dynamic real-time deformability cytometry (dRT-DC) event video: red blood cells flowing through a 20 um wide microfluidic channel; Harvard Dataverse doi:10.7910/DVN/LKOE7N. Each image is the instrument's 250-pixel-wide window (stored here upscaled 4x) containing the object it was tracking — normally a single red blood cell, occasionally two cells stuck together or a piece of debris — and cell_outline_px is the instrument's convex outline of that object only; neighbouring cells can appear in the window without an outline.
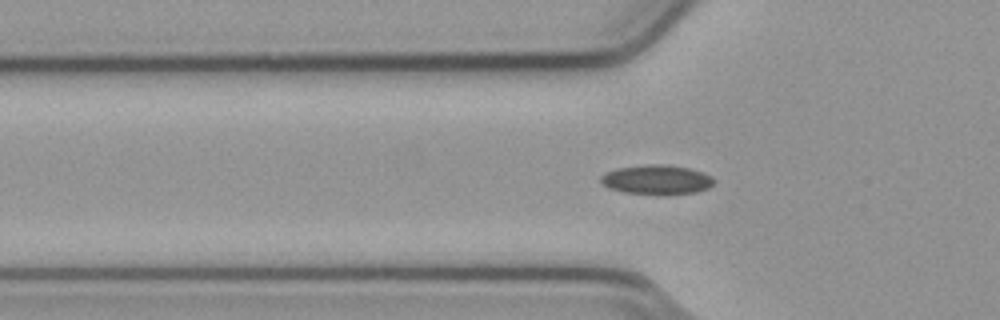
{"species": "common noctule bat (a hibernating species)", "species_latin": "Nyctalus noctula", "temperature_condition": "cold", "stored_images_in_passage": 39, "segment_of_instrument_passage": [1, 2], "camera_frame_rate_fps": 3000, "um_per_image_px": 0.085, "animal": {"sex": "male", "body_mass_g": 23.1, "forearm_length_mm": 52.7}, "frame": {"image": 1, "passage_image": 2, "time_ms": 0.333, "image_size_px": [1000, 320], "cell_outline_px": [[716, 180], [708, 188], [696, 192], [668, 196], [656, 196], [624, 192], [608, 188], [600, 184], [600, 176], [608, 172], [620, 168], [648, 164], [664, 164], [688, 168], [712, 176]], "centroid_in_image_um": [55.82, 15.31], "position_along_channel_um": 70.0, "area_um2": 19.83}}
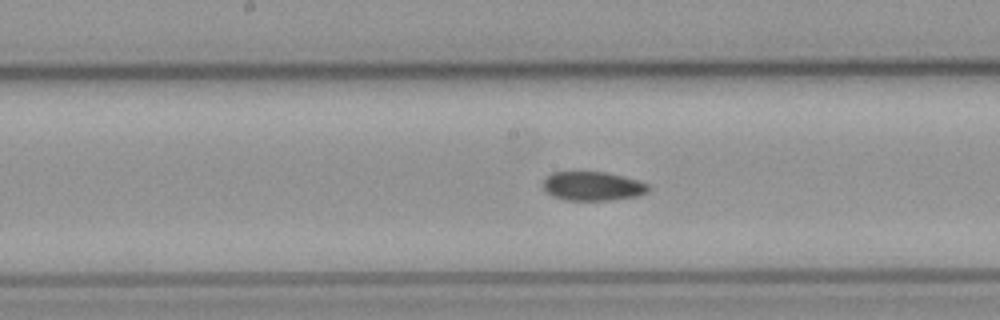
{"frame": {"image": 2, "passage_image": 12, "time_ms": 3.667, "image_size_px": [1000, 320], "cell_outline_px": [[652, 188], [648, 192], [640, 196], [608, 200], [564, 200], [552, 196], [544, 188], [544, 180], [552, 172], [604, 172], [636, 180], [648, 184]], "centroid_in_image_um": [50.41, 15.83], "position_along_channel_um": 197.8, "area_um2": 17.69}}
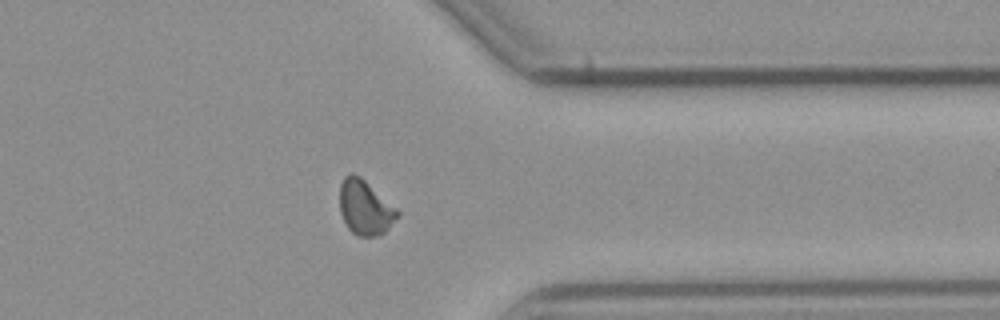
{"frame": {"image": 3, "passage_image": 27, "time_ms": 8.667, "image_size_px": [1000, 320], "cell_outline_px": [[400, 216], [380, 236], [356, 236], [348, 228], [340, 212], [340, 184], [344, 176], [352, 172], [360, 176], [396, 208], [400, 212]], "centroid_in_image_um": [31.03, 17.65], "position_along_channel_um": 380.4, "area_um2": 18.38}}